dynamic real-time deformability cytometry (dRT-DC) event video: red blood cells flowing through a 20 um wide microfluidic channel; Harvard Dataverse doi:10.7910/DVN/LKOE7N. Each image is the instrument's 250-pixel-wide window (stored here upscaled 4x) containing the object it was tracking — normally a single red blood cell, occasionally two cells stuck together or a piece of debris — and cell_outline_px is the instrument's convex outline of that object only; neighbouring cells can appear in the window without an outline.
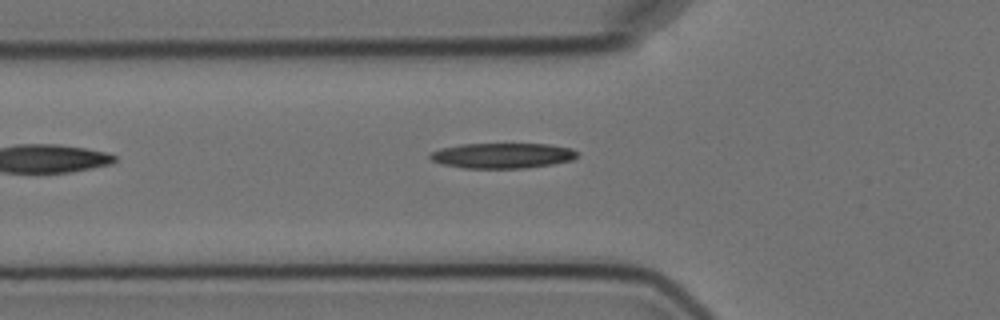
{"species": "Egyptian fruit bat (a non-hibernating species)", "species_latin": "Rousettus aegyptiacus", "temperature_condition": "cold", "stored_images_in_passage": 3, "camera_frame_rate_fps": 3000, "um_per_image_px": 0.085, "animal": {"sex": "female"}, "frame": {"image": 1, "passage_image": 3, "time_ms": 3.333, "image_size_px": [1000, 320], "cell_outline_px": [[580, 156], [572, 160], [552, 164], [524, 168], [464, 168], [444, 164], [432, 160], [428, 156], [432, 152], [440, 148], [460, 144], [548, 144], [572, 148], [580, 152]], "centroid_in_image_um": [42.76, 13.22], "position_along_channel_um": 83.0, "area_um2": 21.79}}